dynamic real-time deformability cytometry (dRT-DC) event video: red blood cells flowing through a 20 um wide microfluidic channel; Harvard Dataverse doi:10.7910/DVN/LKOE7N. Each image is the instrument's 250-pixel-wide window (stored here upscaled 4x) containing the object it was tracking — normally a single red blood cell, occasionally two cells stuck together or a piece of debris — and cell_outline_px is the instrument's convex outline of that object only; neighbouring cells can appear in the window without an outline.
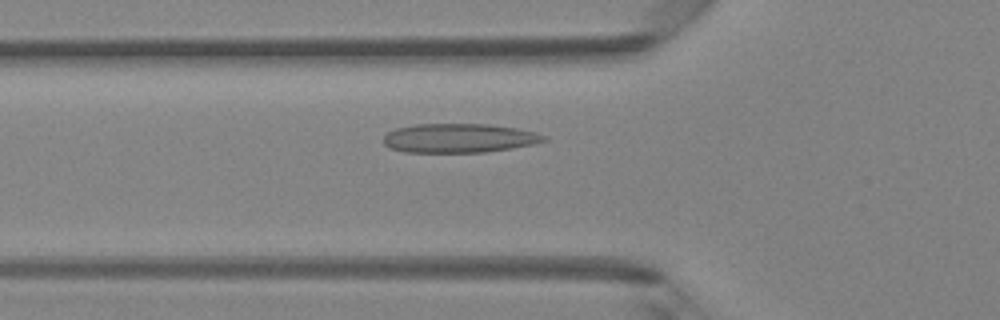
{"species": "Egyptian fruit bat (a non-hibernating species)", "species_latin": "Rousettus aegyptiacus", "temperature_condition": "room temperature", "stored_images_in_passage": 44, "camera_frame_rate_fps": 3000, "um_per_image_px": 0.085, "animal": {"sex": "female"}, "frame": {"image": 1, "passage_image": 13, "time_ms": 4.0, "image_size_px": [1000, 320], "cell_outline_px": [[548, 140], [532, 144], [512, 148], [484, 152], [404, 152], [388, 148], [384, 144], [384, 136], [388, 132], [396, 128], [412, 124], [488, 124], [516, 128], [536, 132], [548, 136]], "centroid_in_image_um": [39.01, 11.74], "position_along_channel_um": 86.8, "area_um2": 27.34}}
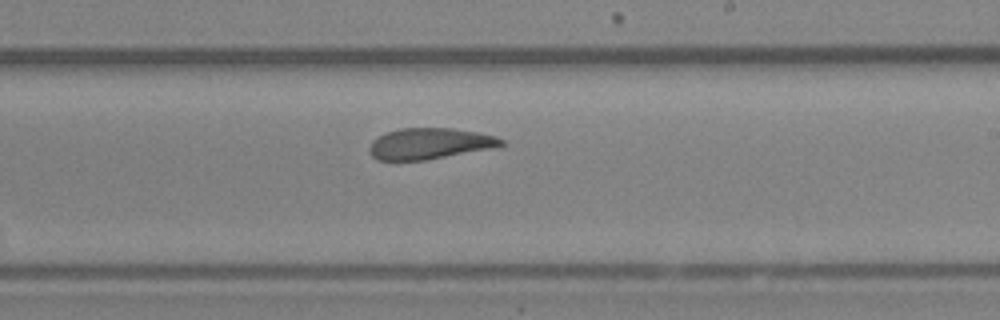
{"frame": {"image": 2, "passage_image": 25, "time_ms": 8.0, "image_size_px": [1000, 320], "cell_outline_px": [[504, 144], [492, 148], [428, 160], [376, 160], [368, 152], [368, 148], [372, 140], [388, 132], [400, 128], [452, 128], [476, 132], [496, 136], [504, 140]], "centroid_in_image_um": [36.5, 12.21], "position_along_channel_um": 252.5, "area_um2": 23.87}}
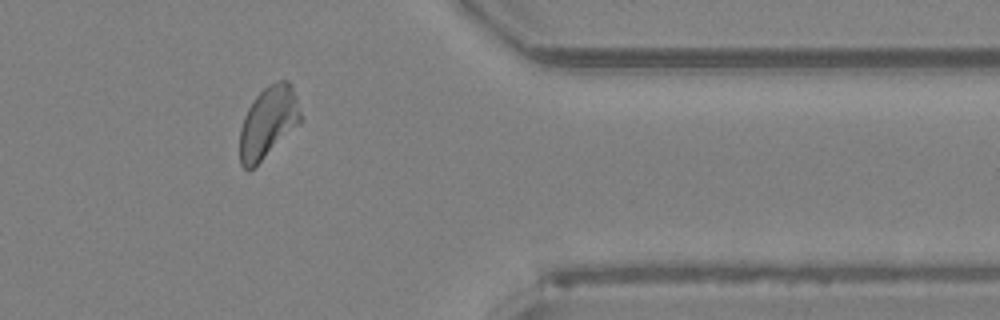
{"frame": {"image": 3, "passage_image": 36, "time_ms": 11.667, "image_size_px": [1000, 320], "cell_outline_px": [[300, 124], [248, 172], [240, 164], [240, 128], [244, 116], [248, 108], [256, 96], [268, 84], [280, 80], [288, 80], [292, 84], [296, 96], [300, 112]], "centroid_in_image_um": [22.79, 10.38], "position_along_channel_um": 388.6, "area_um2": 25.14}, "authors_computed_cell_mechanics": {"area_um2": 25.2297, "velocity_mm_per_s": 4.1581, "shape_relaxation_time_tau1_ms": null, "shape_relaxation_time_tau2_ms": 2.8114, "deformation_change_tau1": null, "deformation_change_tau2": 0.0674}}